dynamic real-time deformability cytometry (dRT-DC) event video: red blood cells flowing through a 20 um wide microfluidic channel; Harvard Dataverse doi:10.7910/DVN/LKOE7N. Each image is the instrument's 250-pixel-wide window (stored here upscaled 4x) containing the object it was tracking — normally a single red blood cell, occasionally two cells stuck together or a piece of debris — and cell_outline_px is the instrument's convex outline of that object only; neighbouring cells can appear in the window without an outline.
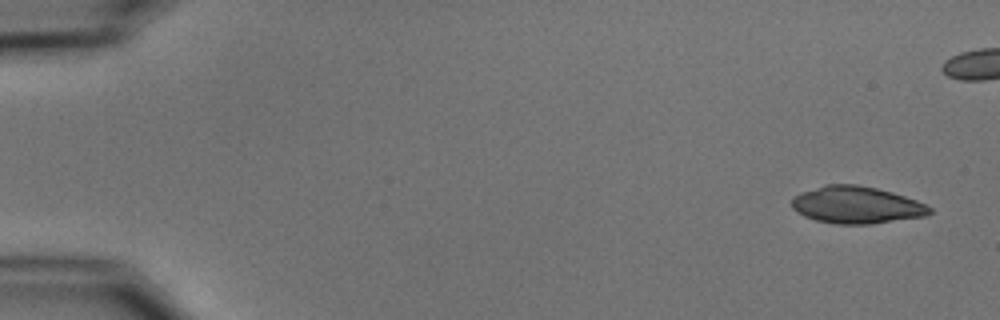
{"species": "common noctule bat (a hibernating species)", "species_latin": "Nyctalus noctula", "temperature_condition": "cold", "stored_images_in_passage": 3, "camera_frame_rate_fps": 3000, "um_per_image_px": 0.085, "animal": {"sex": "male", "body_mass_g": 15.6}, "frame": {"image": 1, "passage_image": 1, "time_ms": 0.0, "image_size_px": [1000, 320], "cell_outline_px": [[932, 212], [924, 216], [872, 224], [836, 224], [816, 220], [804, 216], [792, 208], [792, 196], [800, 192], [824, 184], [856, 184], [876, 188], [892, 192], [916, 200], [932, 208]], "centroid_in_image_um": [72.77, 17.41], "position_along_channel_um": 12.2, "area_um2": 29.88}}